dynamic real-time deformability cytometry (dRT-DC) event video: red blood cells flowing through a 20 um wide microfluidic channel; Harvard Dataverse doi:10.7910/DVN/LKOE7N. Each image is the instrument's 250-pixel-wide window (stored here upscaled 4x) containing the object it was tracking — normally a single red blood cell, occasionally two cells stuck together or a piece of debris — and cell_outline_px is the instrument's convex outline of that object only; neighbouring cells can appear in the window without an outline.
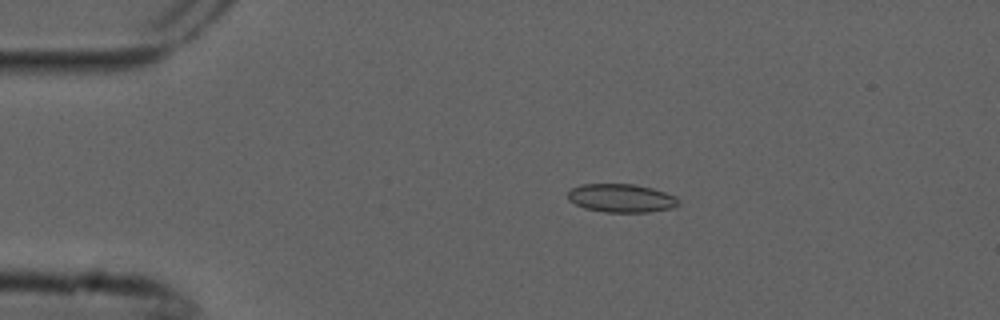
{"species": "common noctule bat (a hibernating species)", "species_latin": "Nyctalus noctula", "temperature_condition": "cold", "stored_images_in_passage": 5, "camera_frame_rate_fps": 3000, "um_per_image_px": 0.085, "animal": {"sex": "male", "forearm_length_mm": 52.5}, "frame": {"image": 1, "passage_image": 2, "time_ms": 0.333, "image_size_px": [1000, 320], "cell_outline_px": [[680, 204], [672, 208], [648, 212], [604, 212], [584, 208], [568, 200], [568, 192], [572, 188], [580, 184], [636, 184], [652, 188], [676, 196], [680, 200]], "centroid_in_image_um": [52.82, 16.84], "position_along_channel_um": 32.2, "area_um2": 18.44}}
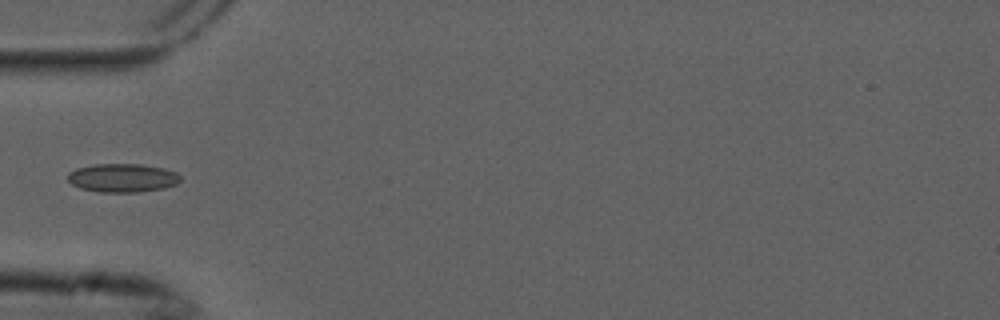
{"frame": {"image": 2, "passage_image": 4, "time_ms": 1.0, "image_size_px": [1000, 320], "cell_outline_px": [[180, 180], [176, 184], [164, 188], [136, 192], [100, 192], [80, 188], [72, 184], [68, 180], [68, 172], [76, 168], [92, 164], [140, 164], [164, 168], [176, 172], [180, 176]], "centroid_in_image_um": [10.39, 15.11], "position_along_channel_um": 74.6, "area_um2": 18.79}}
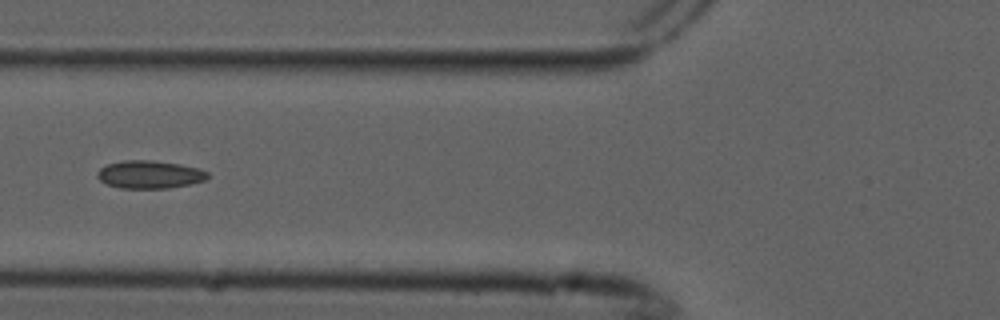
{"frame": {"image": 3, "passage_image": 5, "time_ms": 1.333, "image_size_px": [1000, 320], "cell_outline_px": [[208, 176], [204, 180], [188, 184], [168, 188], [120, 188], [108, 184], [100, 180], [96, 176], [96, 172], [100, 168], [108, 164], [124, 160], [148, 160], [180, 164], [200, 168], [208, 172]], "centroid_in_image_um": [12.7, 14.83], "position_along_channel_um": 113.1, "area_um2": 17.8}}